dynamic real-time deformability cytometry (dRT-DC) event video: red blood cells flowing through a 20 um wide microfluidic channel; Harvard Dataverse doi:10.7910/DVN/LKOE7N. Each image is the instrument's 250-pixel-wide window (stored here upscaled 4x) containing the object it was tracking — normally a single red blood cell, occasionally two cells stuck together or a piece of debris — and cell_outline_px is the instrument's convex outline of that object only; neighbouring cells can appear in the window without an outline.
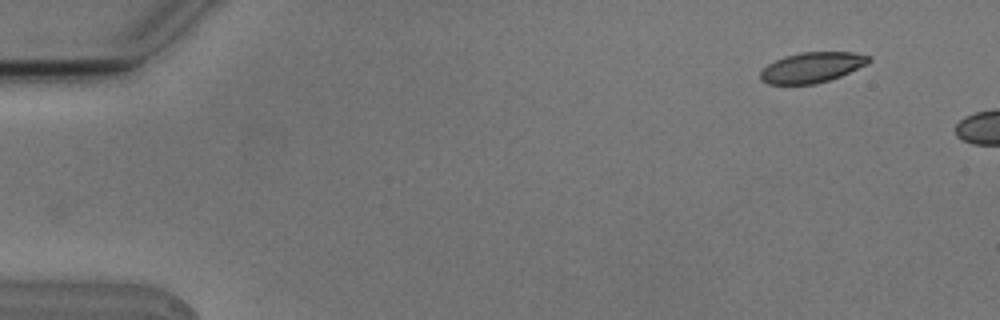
{"species": "Egyptian fruit bat (a non-hibernating species)", "species_latin": "Rousettus aegyptiacus", "temperature_condition": "cold", "stored_images_in_passage": 2, "camera_frame_rate_fps": 3000, "um_per_image_px": 0.085, "animal": {"sex": "male"}, "frame": {"image": 1, "passage_image": 2, "time_ms": 0.333, "image_size_px": [1000, 320], "cell_outline_px": [[872, 60], [868, 64], [840, 76], [816, 84], [768, 84], [760, 80], [760, 72], [768, 64], [784, 56], [800, 52], [852, 52], [872, 56]], "centroid_in_image_um": [69.03, 5.72], "position_along_channel_um": 16.0, "area_um2": 19.25}}